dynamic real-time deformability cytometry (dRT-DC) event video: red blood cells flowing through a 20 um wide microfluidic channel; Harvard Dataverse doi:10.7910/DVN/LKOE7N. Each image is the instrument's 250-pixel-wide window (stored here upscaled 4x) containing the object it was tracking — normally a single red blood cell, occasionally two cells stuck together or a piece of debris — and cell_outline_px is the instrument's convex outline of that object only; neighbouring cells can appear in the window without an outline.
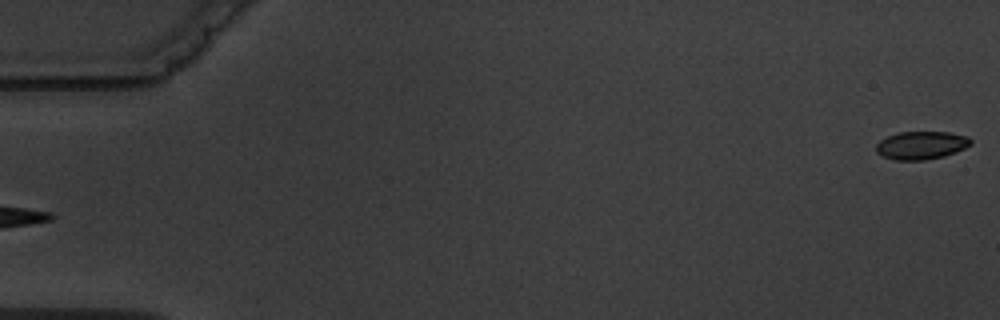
{"species": "common noctule bat (a hibernating species)", "species_latin": "Nyctalus noctula", "temperature_condition": "warm", "stored_images_in_passage": 3, "segment_of_instrument_passage": [2, 2], "camera_frame_rate_fps": 3000, "um_per_image_px": 0.085, "animal": {"sex": "male", "body_mass_g": 19.5, "forearm_length_mm": 54.6}, "frame": {"image": 1, "passage_image": 3, "time_ms": 2.333, "image_size_px": [1000, 320], "cell_outline_px": [[972, 144], [956, 152], [944, 156], [924, 160], [896, 160], [884, 156], [876, 152], [876, 144], [880, 140], [888, 136], [900, 132], [948, 132], [968, 136], [972, 140]], "centroid_in_image_um": [78.33, 12.34], "position_along_channel_um": 6.7, "area_um2": 15.43}}